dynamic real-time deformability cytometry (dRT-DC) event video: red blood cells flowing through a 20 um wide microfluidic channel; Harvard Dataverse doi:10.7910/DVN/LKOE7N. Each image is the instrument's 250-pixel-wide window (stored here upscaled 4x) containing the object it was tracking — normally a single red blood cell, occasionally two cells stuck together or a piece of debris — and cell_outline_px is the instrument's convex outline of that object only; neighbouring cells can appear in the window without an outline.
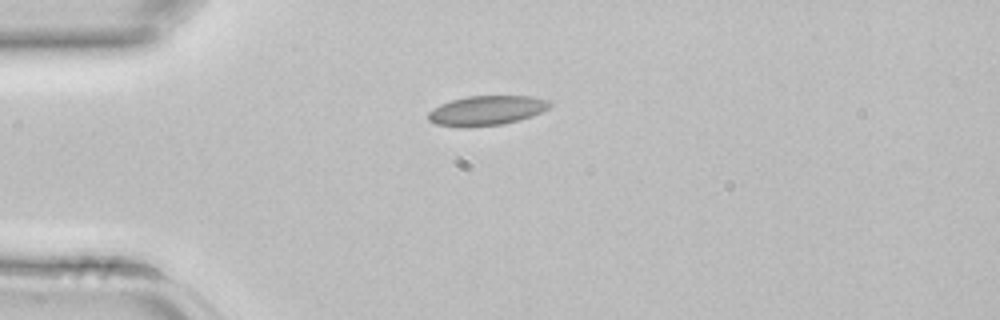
{"species": "common noctule bat (a hibernating species)", "species_latin": "Nyctalus noctula", "temperature_condition": "room temperature", "stored_images_in_passage": 3, "camera_frame_rate_fps": 3000, "um_per_image_px": 0.085, "animal": {"sex": "female", "body_mass_g": 22.7, "forearm_length_mm": 54.2}, "frame": {"image": 1, "passage_image": 1, "time_ms": 0.0, "image_size_px": [1000, 320], "cell_outline_px": [[552, 104], [548, 108], [532, 116], [520, 120], [500, 124], [468, 128], [464, 128], [436, 124], [428, 120], [428, 112], [432, 108], [440, 104], [452, 100], [468, 96], [532, 96], [548, 100]], "centroid_in_image_um": [41.33, 9.4], "position_along_channel_um": 43.7, "area_um2": 21.1}}